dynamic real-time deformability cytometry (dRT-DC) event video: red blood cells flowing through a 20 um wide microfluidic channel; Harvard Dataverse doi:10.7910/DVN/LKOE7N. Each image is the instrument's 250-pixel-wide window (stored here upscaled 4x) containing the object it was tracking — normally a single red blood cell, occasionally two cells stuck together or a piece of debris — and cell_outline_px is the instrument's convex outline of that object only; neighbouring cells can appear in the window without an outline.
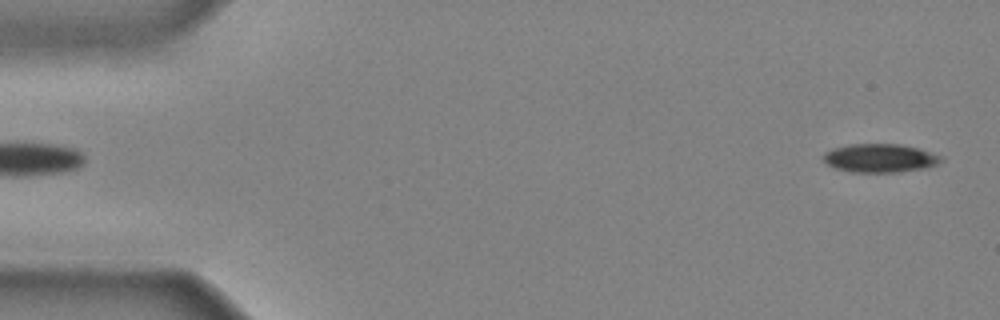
{"species": "common noctule bat (a hibernating species)", "species_latin": "Nyctalus noctula", "temperature_condition": "cold", "stored_images_in_passage": 41, "camera_frame_rate_fps": 3000, "um_per_image_px": 0.085, "animal": {"sex": "male", "body_mass_g": 20.4}, "frame": {"image": 1, "passage_image": 1, "time_ms": 0.0, "image_size_px": [1000, 320], "cell_outline_px": [[944, 160], [936, 164], [924, 168], [900, 172], [852, 172], [836, 168], [828, 164], [820, 156], [824, 152], [832, 148], [848, 144], [900, 144], [916, 148], [944, 156]], "centroid_in_image_um": [74.78, 13.43], "position_along_channel_um": 10.2, "area_um2": 19.65}}
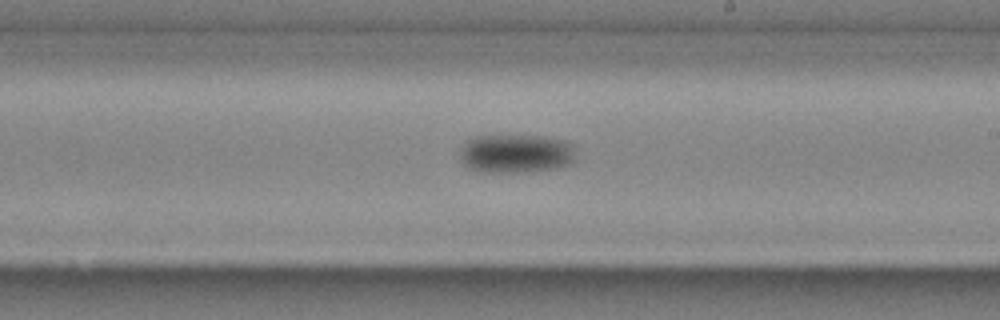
{"frame": {"image": 2, "passage_image": 25, "time_ms": 8.0, "image_size_px": [1000, 320], "cell_outline_px": [[576, 160], [568, 164], [556, 168], [528, 172], [480, 172], [468, 168], [464, 164], [460, 156], [460, 152], [468, 140], [476, 136], [540, 136], [568, 140], [572, 144]], "centroid_in_image_um": [43.89, 13.06], "position_along_channel_um": 245.1, "area_um2": 26.24}}
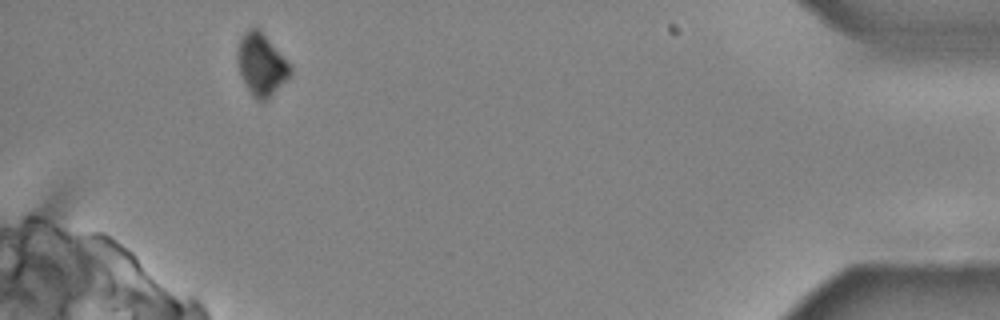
{"frame": {"image": 3, "passage_image": 40, "time_ms": 13.0, "image_size_px": [1000, 320], "cell_outline_px": [[292, 72], [268, 100], [264, 104], [256, 100], [252, 96], [240, 72], [236, 56], [236, 52], [240, 40], [244, 32], [248, 28], [256, 28], [268, 40], [292, 68]], "centroid_in_image_um": [22.18, 5.54], "position_along_channel_um": 413.0, "area_um2": 18.55}}